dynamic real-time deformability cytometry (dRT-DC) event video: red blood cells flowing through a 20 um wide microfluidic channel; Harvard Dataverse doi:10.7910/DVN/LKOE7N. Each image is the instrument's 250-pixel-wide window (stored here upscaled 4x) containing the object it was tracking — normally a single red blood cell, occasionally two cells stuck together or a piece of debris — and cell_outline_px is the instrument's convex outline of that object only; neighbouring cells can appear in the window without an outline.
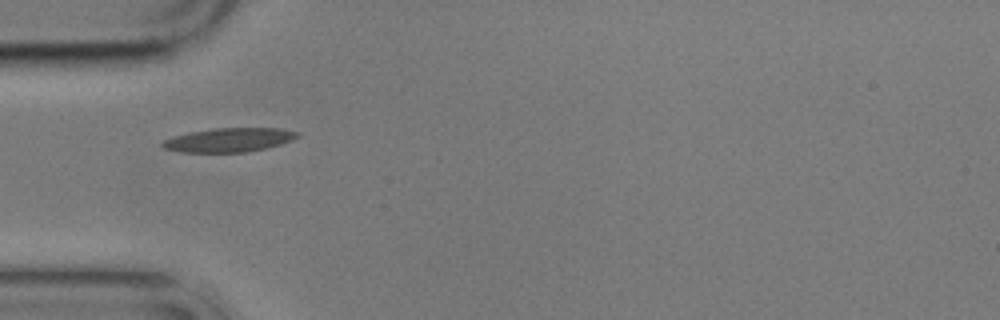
{"species": "common noctule bat (a hibernating species)", "species_latin": "Nyctalus noctula", "temperature_condition": "cold", "stored_images_in_passage": 2, "camera_frame_rate_fps": 3000, "um_per_image_px": 0.085, "animal": {"sex": "male", "body_mass_g": 17.9}, "frame": {"image": 1, "passage_image": 1, "time_ms": 0.0, "image_size_px": [1000, 320], "cell_outline_px": [[300, 136], [292, 140], [280, 144], [248, 152], [180, 152], [164, 148], [160, 144], [164, 140], [172, 136], [188, 132], [212, 128], [280, 128], [300, 132]], "centroid_in_image_um": [19.46, 11.88], "position_along_channel_um": 65.5, "area_um2": 18.96}}
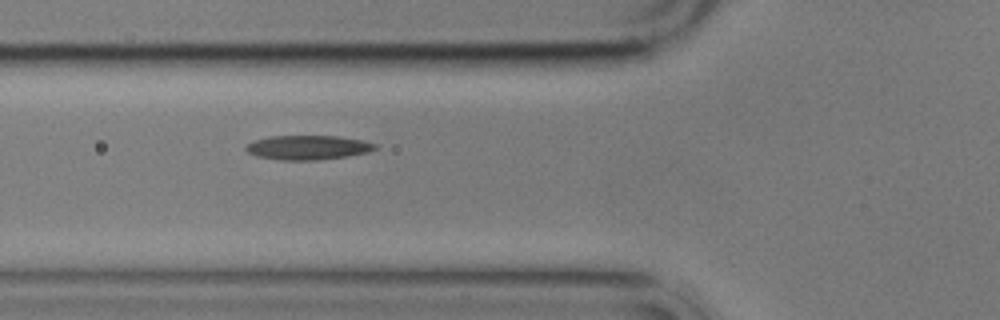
{"frame": {"image": 2, "passage_image": 2, "time_ms": 1.0, "image_size_px": [1000, 320], "cell_outline_px": [[376, 148], [368, 152], [348, 156], [316, 160], [280, 160], [256, 156], [248, 152], [244, 148], [248, 144], [256, 140], [268, 136], [336, 136], [360, 140], [376, 144]], "centroid_in_image_um": [26.14, 12.54], "position_along_channel_um": 99.7, "area_um2": 18.15}}